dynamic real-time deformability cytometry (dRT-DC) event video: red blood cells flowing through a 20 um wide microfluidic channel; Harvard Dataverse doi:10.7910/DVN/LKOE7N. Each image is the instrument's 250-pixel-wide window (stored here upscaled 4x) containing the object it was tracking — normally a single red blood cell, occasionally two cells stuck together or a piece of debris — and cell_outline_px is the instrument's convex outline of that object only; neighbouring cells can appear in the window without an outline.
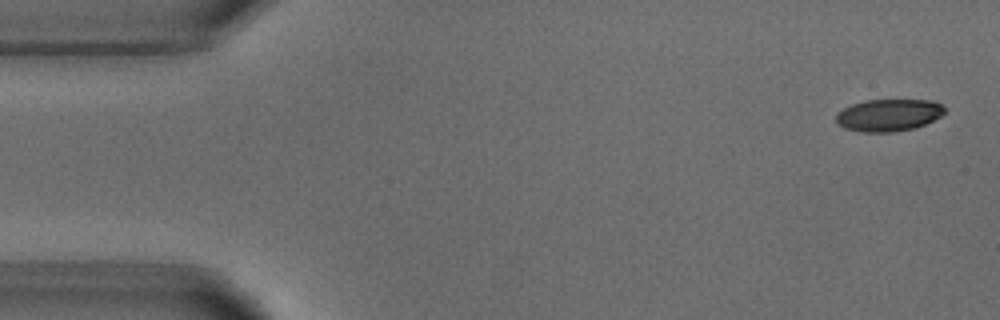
{"species": "common noctule bat (a hibernating species)", "species_latin": "Nyctalus noctula", "temperature_condition": "warm", "stored_images_in_passage": 5, "camera_frame_rate_fps": 3000, "um_per_image_px": 0.085, "animal": {"sex": "male", "body_mass_g": 18.8}, "frame": {"image": 1, "passage_image": 1, "time_ms": 0.0, "image_size_px": [1000, 320], "cell_outline_px": [[944, 112], [940, 116], [924, 124], [912, 128], [892, 132], [864, 132], [844, 128], [836, 124], [836, 112], [852, 104], [864, 100], [932, 100], [944, 104]], "centroid_in_image_um": [75.5, 9.77], "position_along_channel_um": 9.5, "area_um2": 20.35}}
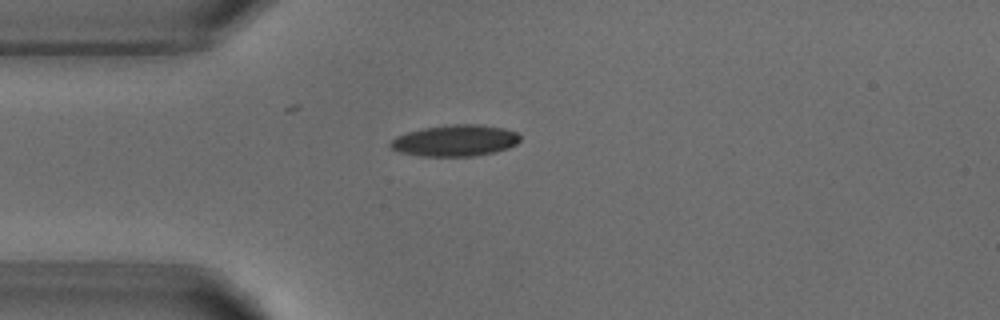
{"frame": {"image": 2, "passage_image": 4, "time_ms": 3.667, "image_size_px": [1000, 320], "cell_outline_px": [[520, 140], [516, 144], [508, 148], [496, 152], [472, 156], [420, 156], [400, 152], [392, 148], [388, 144], [396, 136], [420, 128], [444, 124], [480, 124], [504, 128], [516, 132], [520, 136]], "centroid_in_image_um": [38.68, 11.94], "position_along_channel_um": 46.3, "area_um2": 23.93}}